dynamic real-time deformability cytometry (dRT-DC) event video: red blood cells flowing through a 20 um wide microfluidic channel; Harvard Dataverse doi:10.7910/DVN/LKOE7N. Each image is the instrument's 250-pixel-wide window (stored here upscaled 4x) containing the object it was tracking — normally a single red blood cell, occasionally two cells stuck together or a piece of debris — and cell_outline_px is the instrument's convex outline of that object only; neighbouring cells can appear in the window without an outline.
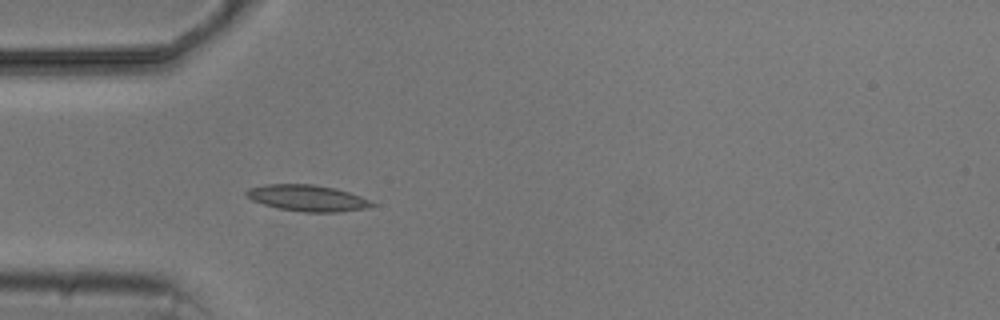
{"species": "common noctule bat (a hibernating species)", "species_latin": "Nyctalus noctula", "temperature_condition": "cold", "stored_images_in_passage": 3, "camera_frame_rate_fps": 3000, "um_per_image_px": 0.085, "animal": {"sex": "male", "body_mass_g": 20.5, "forearm_length_mm": 52.5}, "frame": {"image": 1, "passage_image": 3, "time_ms": 3.0, "image_size_px": [1000, 320], "cell_outline_px": [[376, 204], [368, 208], [340, 212], [304, 212], [276, 208], [252, 200], [244, 192], [248, 188], [264, 184], [312, 184], [336, 188], [360, 196]], "centroid_in_image_um": [26.12, 16.83], "position_along_channel_um": 58.9, "area_um2": 19.25}}